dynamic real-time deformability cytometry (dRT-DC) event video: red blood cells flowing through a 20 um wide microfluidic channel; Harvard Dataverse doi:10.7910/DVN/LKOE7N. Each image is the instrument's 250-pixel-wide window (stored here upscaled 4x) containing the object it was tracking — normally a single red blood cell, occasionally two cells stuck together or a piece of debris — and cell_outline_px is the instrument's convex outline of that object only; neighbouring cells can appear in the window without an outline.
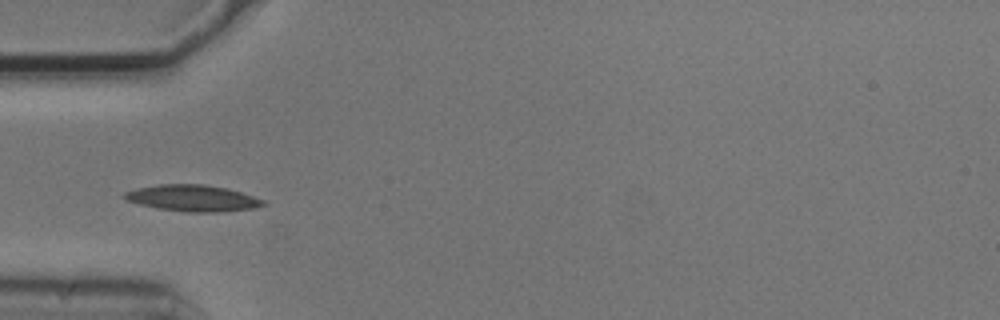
{"species": "common noctule bat (a hibernating species)", "species_latin": "Nyctalus noctula", "temperature_condition": "cold", "stored_images_in_passage": 3, "camera_frame_rate_fps": 3000, "um_per_image_px": 0.085, "animal": {"sex": "male", "body_mass_g": 20.5, "forearm_length_mm": 52.5}, "frame": {"image": 1, "passage_image": 3, "time_ms": 0.667, "image_size_px": [1000, 320], "cell_outline_px": [[268, 204], [256, 208], [224, 212], [188, 212], [156, 208], [140, 204], [128, 200], [120, 196], [124, 192], [136, 188], [160, 184], [204, 184], [228, 188], [264, 200]], "centroid_in_image_um": [16.39, 16.84], "position_along_channel_um": 68.6, "area_um2": 21.5}}